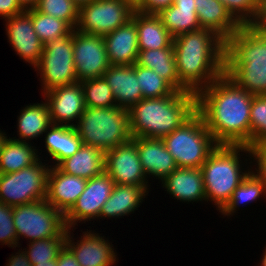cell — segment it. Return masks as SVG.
Masks as SVG:
<instances>
[{
	"instance_id": "46",
	"label": "cell",
	"mask_w": 266,
	"mask_h": 266,
	"mask_svg": "<svg viewBox=\"0 0 266 266\" xmlns=\"http://www.w3.org/2000/svg\"><path fill=\"white\" fill-rule=\"evenodd\" d=\"M266 24V0H259V7L254 21L250 24Z\"/></svg>"
},
{
	"instance_id": "25",
	"label": "cell",
	"mask_w": 266,
	"mask_h": 266,
	"mask_svg": "<svg viewBox=\"0 0 266 266\" xmlns=\"http://www.w3.org/2000/svg\"><path fill=\"white\" fill-rule=\"evenodd\" d=\"M147 190L149 189L136 185L114 184L111 195L102 206L99 218L130 215L143 202V198L149 193Z\"/></svg>"
},
{
	"instance_id": "9",
	"label": "cell",
	"mask_w": 266,
	"mask_h": 266,
	"mask_svg": "<svg viewBox=\"0 0 266 266\" xmlns=\"http://www.w3.org/2000/svg\"><path fill=\"white\" fill-rule=\"evenodd\" d=\"M74 30L44 45L40 61L34 67L39 71L43 92L77 81L73 55Z\"/></svg>"
},
{
	"instance_id": "41",
	"label": "cell",
	"mask_w": 266,
	"mask_h": 266,
	"mask_svg": "<svg viewBox=\"0 0 266 266\" xmlns=\"http://www.w3.org/2000/svg\"><path fill=\"white\" fill-rule=\"evenodd\" d=\"M250 148V158L255 159L257 167L255 175L265 184L266 187V141L262 143H256ZM257 173V174H256Z\"/></svg>"
},
{
	"instance_id": "11",
	"label": "cell",
	"mask_w": 266,
	"mask_h": 266,
	"mask_svg": "<svg viewBox=\"0 0 266 266\" xmlns=\"http://www.w3.org/2000/svg\"><path fill=\"white\" fill-rule=\"evenodd\" d=\"M134 11L123 0H95L79 7L75 30L104 36L127 23Z\"/></svg>"
},
{
	"instance_id": "27",
	"label": "cell",
	"mask_w": 266,
	"mask_h": 266,
	"mask_svg": "<svg viewBox=\"0 0 266 266\" xmlns=\"http://www.w3.org/2000/svg\"><path fill=\"white\" fill-rule=\"evenodd\" d=\"M105 152L99 148L83 145L58 167L65 173L89 180L105 171Z\"/></svg>"
},
{
	"instance_id": "21",
	"label": "cell",
	"mask_w": 266,
	"mask_h": 266,
	"mask_svg": "<svg viewBox=\"0 0 266 266\" xmlns=\"http://www.w3.org/2000/svg\"><path fill=\"white\" fill-rule=\"evenodd\" d=\"M112 90L116 106L129 109L143 99L136 78V63L134 65H110L103 74Z\"/></svg>"
},
{
	"instance_id": "20",
	"label": "cell",
	"mask_w": 266,
	"mask_h": 266,
	"mask_svg": "<svg viewBox=\"0 0 266 266\" xmlns=\"http://www.w3.org/2000/svg\"><path fill=\"white\" fill-rule=\"evenodd\" d=\"M110 65H134L139 47L135 22L130 19L113 32L103 36Z\"/></svg>"
},
{
	"instance_id": "51",
	"label": "cell",
	"mask_w": 266,
	"mask_h": 266,
	"mask_svg": "<svg viewBox=\"0 0 266 266\" xmlns=\"http://www.w3.org/2000/svg\"><path fill=\"white\" fill-rule=\"evenodd\" d=\"M32 266H57V259L48 261V263H37Z\"/></svg>"
},
{
	"instance_id": "33",
	"label": "cell",
	"mask_w": 266,
	"mask_h": 266,
	"mask_svg": "<svg viewBox=\"0 0 266 266\" xmlns=\"http://www.w3.org/2000/svg\"><path fill=\"white\" fill-rule=\"evenodd\" d=\"M85 107L109 108L116 106L112 90L104 77L81 82Z\"/></svg>"
},
{
	"instance_id": "30",
	"label": "cell",
	"mask_w": 266,
	"mask_h": 266,
	"mask_svg": "<svg viewBox=\"0 0 266 266\" xmlns=\"http://www.w3.org/2000/svg\"><path fill=\"white\" fill-rule=\"evenodd\" d=\"M31 143L7 138L0 153V174L17 172L35 164L40 158Z\"/></svg>"
},
{
	"instance_id": "14",
	"label": "cell",
	"mask_w": 266,
	"mask_h": 266,
	"mask_svg": "<svg viewBox=\"0 0 266 266\" xmlns=\"http://www.w3.org/2000/svg\"><path fill=\"white\" fill-rule=\"evenodd\" d=\"M113 186L114 181L105 171L87 180L84 191L64 215L66 228L75 227L79 221L99 219L102 206L111 195Z\"/></svg>"
},
{
	"instance_id": "43",
	"label": "cell",
	"mask_w": 266,
	"mask_h": 266,
	"mask_svg": "<svg viewBox=\"0 0 266 266\" xmlns=\"http://www.w3.org/2000/svg\"><path fill=\"white\" fill-rule=\"evenodd\" d=\"M24 11L17 0H0V16L3 19L13 17Z\"/></svg>"
},
{
	"instance_id": "13",
	"label": "cell",
	"mask_w": 266,
	"mask_h": 266,
	"mask_svg": "<svg viewBox=\"0 0 266 266\" xmlns=\"http://www.w3.org/2000/svg\"><path fill=\"white\" fill-rule=\"evenodd\" d=\"M73 55L77 81L103 77L110 66L103 36L73 32Z\"/></svg>"
},
{
	"instance_id": "45",
	"label": "cell",
	"mask_w": 266,
	"mask_h": 266,
	"mask_svg": "<svg viewBox=\"0 0 266 266\" xmlns=\"http://www.w3.org/2000/svg\"><path fill=\"white\" fill-rule=\"evenodd\" d=\"M18 254V255H16ZM15 255H12L11 258H9L7 266H32L30 261L27 258V254L25 251H19Z\"/></svg>"
},
{
	"instance_id": "34",
	"label": "cell",
	"mask_w": 266,
	"mask_h": 266,
	"mask_svg": "<svg viewBox=\"0 0 266 266\" xmlns=\"http://www.w3.org/2000/svg\"><path fill=\"white\" fill-rule=\"evenodd\" d=\"M32 23L35 33L44 45L68 34L73 29L67 22L43 14L35 8H32Z\"/></svg>"
},
{
	"instance_id": "52",
	"label": "cell",
	"mask_w": 266,
	"mask_h": 266,
	"mask_svg": "<svg viewBox=\"0 0 266 266\" xmlns=\"http://www.w3.org/2000/svg\"><path fill=\"white\" fill-rule=\"evenodd\" d=\"M6 134L3 133L1 130H0V153H1V150L3 148V145L5 143V141L7 140V136H5Z\"/></svg>"
},
{
	"instance_id": "2",
	"label": "cell",
	"mask_w": 266,
	"mask_h": 266,
	"mask_svg": "<svg viewBox=\"0 0 266 266\" xmlns=\"http://www.w3.org/2000/svg\"><path fill=\"white\" fill-rule=\"evenodd\" d=\"M179 82L197 94L225 73V41L200 28L173 38Z\"/></svg>"
},
{
	"instance_id": "36",
	"label": "cell",
	"mask_w": 266,
	"mask_h": 266,
	"mask_svg": "<svg viewBox=\"0 0 266 266\" xmlns=\"http://www.w3.org/2000/svg\"><path fill=\"white\" fill-rule=\"evenodd\" d=\"M66 237L45 238L30 242L26 250L27 258L32 265L37 263H48L56 260L59 252L65 245Z\"/></svg>"
},
{
	"instance_id": "18",
	"label": "cell",
	"mask_w": 266,
	"mask_h": 266,
	"mask_svg": "<svg viewBox=\"0 0 266 266\" xmlns=\"http://www.w3.org/2000/svg\"><path fill=\"white\" fill-rule=\"evenodd\" d=\"M70 230L67 229L65 245L73 252L81 266H112L116 262L114 248L104 236L85 231L80 240L73 242Z\"/></svg>"
},
{
	"instance_id": "31",
	"label": "cell",
	"mask_w": 266,
	"mask_h": 266,
	"mask_svg": "<svg viewBox=\"0 0 266 266\" xmlns=\"http://www.w3.org/2000/svg\"><path fill=\"white\" fill-rule=\"evenodd\" d=\"M164 27L173 38L201 28L196 14V7L170 5L158 14Z\"/></svg>"
},
{
	"instance_id": "54",
	"label": "cell",
	"mask_w": 266,
	"mask_h": 266,
	"mask_svg": "<svg viewBox=\"0 0 266 266\" xmlns=\"http://www.w3.org/2000/svg\"><path fill=\"white\" fill-rule=\"evenodd\" d=\"M265 252L263 253L264 255H263V259H262V263H261V266H266V247H265Z\"/></svg>"
},
{
	"instance_id": "16",
	"label": "cell",
	"mask_w": 266,
	"mask_h": 266,
	"mask_svg": "<svg viewBox=\"0 0 266 266\" xmlns=\"http://www.w3.org/2000/svg\"><path fill=\"white\" fill-rule=\"evenodd\" d=\"M6 34L13 50L35 67L42 55L44 44L35 33L32 23V8L5 19Z\"/></svg>"
},
{
	"instance_id": "39",
	"label": "cell",
	"mask_w": 266,
	"mask_h": 266,
	"mask_svg": "<svg viewBox=\"0 0 266 266\" xmlns=\"http://www.w3.org/2000/svg\"><path fill=\"white\" fill-rule=\"evenodd\" d=\"M241 25L249 26L255 19L259 0H219Z\"/></svg>"
},
{
	"instance_id": "7",
	"label": "cell",
	"mask_w": 266,
	"mask_h": 266,
	"mask_svg": "<svg viewBox=\"0 0 266 266\" xmlns=\"http://www.w3.org/2000/svg\"><path fill=\"white\" fill-rule=\"evenodd\" d=\"M162 140L177 166L185 168H201L218 145L197 111Z\"/></svg>"
},
{
	"instance_id": "47",
	"label": "cell",
	"mask_w": 266,
	"mask_h": 266,
	"mask_svg": "<svg viewBox=\"0 0 266 266\" xmlns=\"http://www.w3.org/2000/svg\"><path fill=\"white\" fill-rule=\"evenodd\" d=\"M266 43V24L249 25Z\"/></svg>"
},
{
	"instance_id": "4",
	"label": "cell",
	"mask_w": 266,
	"mask_h": 266,
	"mask_svg": "<svg viewBox=\"0 0 266 266\" xmlns=\"http://www.w3.org/2000/svg\"><path fill=\"white\" fill-rule=\"evenodd\" d=\"M225 74L252 95H266V43L242 26L225 41Z\"/></svg>"
},
{
	"instance_id": "53",
	"label": "cell",
	"mask_w": 266,
	"mask_h": 266,
	"mask_svg": "<svg viewBox=\"0 0 266 266\" xmlns=\"http://www.w3.org/2000/svg\"><path fill=\"white\" fill-rule=\"evenodd\" d=\"M73 1L78 7H80V6H83L85 4H89L95 0H73Z\"/></svg>"
},
{
	"instance_id": "44",
	"label": "cell",
	"mask_w": 266,
	"mask_h": 266,
	"mask_svg": "<svg viewBox=\"0 0 266 266\" xmlns=\"http://www.w3.org/2000/svg\"><path fill=\"white\" fill-rule=\"evenodd\" d=\"M57 266H81L73 252L64 245L57 257Z\"/></svg>"
},
{
	"instance_id": "26",
	"label": "cell",
	"mask_w": 266,
	"mask_h": 266,
	"mask_svg": "<svg viewBox=\"0 0 266 266\" xmlns=\"http://www.w3.org/2000/svg\"><path fill=\"white\" fill-rule=\"evenodd\" d=\"M136 64L156 72L176 91H188L179 82L173 43L168 48L140 50Z\"/></svg>"
},
{
	"instance_id": "35",
	"label": "cell",
	"mask_w": 266,
	"mask_h": 266,
	"mask_svg": "<svg viewBox=\"0 0 266 266\" xmlns=\"http://www.w3.org/2000/svg\"><path fill=\"white\" fill-rule=\"evenodd\" d=\"M136 78L143 98H161L172 95L176 90L151 69L136 64Z\"/></svg>"
},
{
	"instance_id": "12",
	"label": "cell",
	"mask_w": 266,
	"mask_h": 266,
	"mask_svg": "<svg viewBox=\"0 0 266 266\" xmlns=\"http://www.w3.org/2000/svg\"><path fill=\"white\" fill-rule=\"evenodd\" d=\"M104 165L105 172L114 181V184L149 187L147 176L139 159L136 137L106 151Z\"/></svg>"
},
{
	"instance_id": "17",
	"label": "cell",
	"mask_w": 266,
	"mask_h": 266,
	"mask_svg": "<svg viewBox=\"0 0 266 266\" xmlns=\"http://www.w3.org/2000/svg\"><path fill=\"white\" fill-rule=\"evenodd\" d=\"M87 180L67 174L58 166L49 168L46 201L65 215L84 191Z\"/></svg>"
},
{
	"instance_id": "42",
	"label": "cell",
	"mask_w": 266,
	"mask_h": 266,
	"mask_svg": "<svg viewBox=\"0 0 266 266\" xmlns=\"http://www.w3.org/2000/svg\"><path fill=\"white\" fill-rule=\"evenodd\" d=\"M172 4H174V0H143L135 10L146 14H158Z\"/></svg>"
},
{
	"instance_id": "48",
	"label": "cell",
	"mask_w": 266,
	"mask_h": 266,
	"mask_svg": "<svg viewBox=\"0 0 266 266\" xmlns=\"http://www.w3.org/2000/svg\"><path fill=\"white\" fill-rule=\"evenodd\" d=\"M24 10L34 8L39 0H17Z\"/></svg>"
},
{
	"instance_id": "32",
	"label": "cell",
	"mask_w": 266,
	"mask_h": 266,
	"mask_svg": "<svg viewBox=\"0 0 266 266\" xmlns=\"http://www.w3.org/2000/svg\"><path fill=\"white\" fill-rule=\"evenodd\" d=\"M261 195H266L265 184L251 170L234 189L229 202L220 212L225 216L233 215L232 213L236 212L235 210L239 207V204H248L252 201H257Z\"/></svg>"
},
{
	"instance_id": "49",
	"label": "cell",
	"mask_w": 266,
	"mask_h": 266,
	"mask_svg": "<svg viewBox=\"0 0 266 266\" xmlns=\"http://www.w3.org/2000/svg\"><path fill=\"white\" fill-rule=\"evenodd\" d=\"M175 6L196 7L194 0H174Z\"/></svg>"
},
{
	"instance_id": "5",
	"label": "cell",
	"mask_w": 266,
	"mask_h": 266,
	"mask_svg": "<svg viewBox=\"0 0 266 266\" xmlns=\"http://www.w3.org/2000/svg\"><path fill=\"white\" fill-rule=\"evenodd\" d=\"M240 152L250 155L246 145H217L201 166L206 200L214 202L219 212L227 205L234 189L249 174L242 172Z\"/></svg>"
},
{
	"instance_id": "1",
	"label": "cell",
	"mask_w": 266,
	"mask_h": 266,
	"mask_svg": "<svg viewBox=\"0 0 266 266\" xmlns=\"http://www.w3.org/2000/svg\"><path fill=\"white\" fill-rule=\"evenodd\" d=\"M252 99L224 73L196 94V111L218 145L250 146Z\"/></svg>"
},
{
	"instance_id": "8",
	"label": "cell",
	"mask_w": 266,
	"mask_h": 266,
	"mask_svg": "<svg viewBox=\"0 0 266 266\" xmlns=\"http://www.w3.org/2000/svg\"><path fill=\"white\" fill-rule=\"evenodd\" d=\"M13 222L17 234V246L20 236L33 242L67 235L64 215L46 199L13 207Z\"/></svg>"
},
{
	"instance_id": "28",
	"label": "cell",
	"mask_w": 266,
	"mask_h": 266,
	"mask_svg": "<svg viewBox=\"0 0 266 266\" xmlns=\"http://www.w3.org/2000/svg\"><path fill=\"white\" fill-rule=\"evenodd\" d=\"M50 127L44 132L45 146L50 158L55 161L54 166H58L79 150L82 140L73 126L52 124Z\"/></svg>"
},
{
	"instance_id": "24",
	"label": "cell",
	"mask_w": 266,
	"mask_h": 266,
	"mask_svg": "<svg viewBox=\"0 0 266 266\" xmlns=\"http://www.w3.org/2000/svg\"><path fill=\"white\" fill-rule=\"evenodd\" d=\"M131 19L136 24L139 51L168 48L173 43L172 35L157 14L135 10Z\"/></svg>"
},
{
	"instance_id": "40",
	"label": "cell",
	"mask_w": 266,
	"mask_h": 266,
	"mask_svg": "<svg viewBox=\"0 0 266 266\" xmlns=\"http://www.w3.org/2000/svg\"><path fill=\"white\" fill-rule=\"evenodd\" d=\"M0 243L17 247V234L13 222V207L0 202Z\"/></svg>"
},
{
	"instance_id": "22",
	"label": "cell",
	"mask_w": 266,
	"mask_h": 266,
	"mask_svg": "<svg viewBox=\"0 0 266 266\" xmlns=\"http://www.w3.org/2000/svg\"><path fill=\"white\" fill-rule=\"evenodd\" d=\"M165 191L183 202L206 201L201 168L177 167L162 181Z\"/></svg>"
},
{
	"instance_id": "10",
	"label": "cell",
	"mask_w": 266,
	"mask_h": 266,
	"mask_svg": "<svg viewBox=\"0 0 266 266\" xmlns=\"http://www.w3.org/2000/svg\"><path fill=\"white\" fill-rule=\"evenodd\" d=\"M39 159L17 172L0 174V202L16 207L46 199L49 167Z\"/></svg>"
},
{
	"instance_id": "23",
	"label": "cell",
	"mask_w": 266,
	"mask_h": 266,
	"mask_svg": "<svg viewBox=\"0 0 266 266\" xmlns=\"http://www.w3.org/2000/svg\"><path fill=\"white\" fill-rule=\"evenodd\" d=\"M201 28L210 29L226 41L242 26L219 0H194Z\"/></svg>"
},
{
	"instance_id": "50",
	"label": "cell",
	"mask_w": 266,
	"mask_h": 266,
	"mask_svg": "<svg viewBox=\"0 0 266 266\" xmlns=\"http://www.w3.org/2000/svg\"><path fill=\"white\" fill-rule=\"evenodd\" d=\"M128 3L134 10L142 3L143 0H123Z\"/></svg>"
},
{
	"instance_id": "29",
	"label": "cell",
	"mask_w": 266,
	"mask_h": 266,
	"mask_svg": "<svg viewBox=\"0 0 266 266\" xmlns=\"http://www.w3.org/2000/svg\"><path fill=\"white\" fill-rule=\"evenodd\" d=\"M18 135L16 141L26 142L43 135L52 125L47 102L34 103L23 108L18 116ZM25 139V140H24Z\"/></svg>"
},
{
	"instance_id": "3",
	"label": "cell",
	"mask_w": 266,
	"mask_h": 266,
	"mask_svg": "<svg viewBox=\"0 0 266 266\" xmlns=\"http://www.w3.org/2000/svg\"><path fill=\"white\" fill-rule=\"evenodd\" d=\"M195 112L196 94L190 91H175L161 98H143L128 109L131 136L162 139Z\"/></svg>"
},
{
	"instance_id": "37",
	"label": "cell",
	"mask_w": 266,
	"mask_h": 266,
	"mask_svg": "<svg viewBox=\"0 0 266 266\" xmlns=\"http://www.w3.org/2000/svg\"><path fill=\"white\" fill-rule=\"evenodd\" d=\"M34 8L67 22L73 29L77 26L79 7L73 0H39Z\"/></svg>"
},
{
	"instance_id": "38",
	"label": "cell",
	"mask_w": 266,
	"mask_h": 266,
	"mask_svg": "<svg viewBox=\"0 0 266 266\" xmlns=\"http://www.w3.org/2000/svg\"><path fill=\"white\" fill-rule=\"evenodd\" d=\"M266 141V95H253L250 110V146Z\"/></svg>"
},
{
	"instance_id": "6",
	"label": "cell",
	"mask_w": 266,
	"mask_h": 266,
	"mask_svg": "<svg viewBox=\"0 0 266 266\" xmlns=\"http://www.w3.org/2000/svg\"><path fill=\"white\" fill-rule=\"evenodd\" d=\"M83 145L96 147L104 152L129 141L128 109L86 107L74 126Z\"/></svg>"
},
{
	"instance_id": "15",
	"label": "cell",
	"mask_w": 266,
	"mask_h": 266,
	"mask_svg": "<svg viewBox=\"0 0 266 266\" xmlns=\"http://www.w3.org/2000/svg\"><path fill=\"white\" fill-rule=\"evenodd\" d=\"M47 100L52 124L75 126L85 107L81 82L58 86L43 95ZM73 122V123H71ZM64 123V124H63Z\"/></svg>"
},
{
	"instance_id": "19",
	"label": "cell",
	"mask_w": 266,
	"mask_h": 266,
	"mask_svg": "<svg viewBox=\"0 0 266 266\" xmlns=\"http://www.w3.org/2000/svg\"><path fill=\"white\" fill-rule=\"evenodd\" d=\"M137 151L146 176L152 175L163 181L177 169L175 159L159 138L136 137Z\"/></svg>"
}]
</instances>
